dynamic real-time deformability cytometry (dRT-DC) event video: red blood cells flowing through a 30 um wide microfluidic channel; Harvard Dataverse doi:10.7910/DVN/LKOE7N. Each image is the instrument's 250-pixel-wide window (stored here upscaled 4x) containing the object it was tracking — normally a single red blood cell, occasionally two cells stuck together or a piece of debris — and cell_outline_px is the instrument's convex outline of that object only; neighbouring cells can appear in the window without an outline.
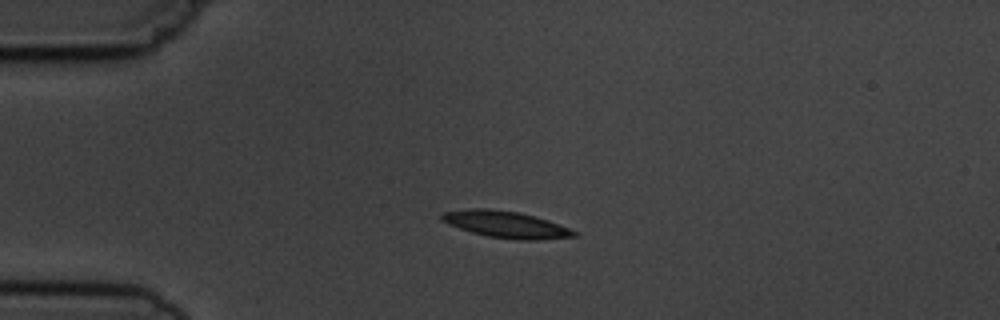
{"species": "common noctule bat (a hibernating species)", "species_latin": "Nyctalus noctula", "temperature_condition": "cold", "stored_images_in_passage": 2, "camera_frame_rate_fps": 3000, "um_per_image_px": 0.085, "animal": {"sex": "male", "body_mass_g": 19.5, "forearm_length_mm": 54.6}, "frame": {"image": 1, "passage_image": 1, "time_ms": 0.0, "image_size_px": [1000, 320], "cell_outline_px": [[580, 236], [540, 240], [520, 240], [488, 236], [472, 232], [448, 224], [440, 220], [440, 216], [444, 212], [472, 208], [488, 208], [520, 212], [548, 220], [580, 232]], "centroid_in_image_um": [43.06, 19.08], "position_along_channel_um": 41.9, "area_um2": 20.69}}